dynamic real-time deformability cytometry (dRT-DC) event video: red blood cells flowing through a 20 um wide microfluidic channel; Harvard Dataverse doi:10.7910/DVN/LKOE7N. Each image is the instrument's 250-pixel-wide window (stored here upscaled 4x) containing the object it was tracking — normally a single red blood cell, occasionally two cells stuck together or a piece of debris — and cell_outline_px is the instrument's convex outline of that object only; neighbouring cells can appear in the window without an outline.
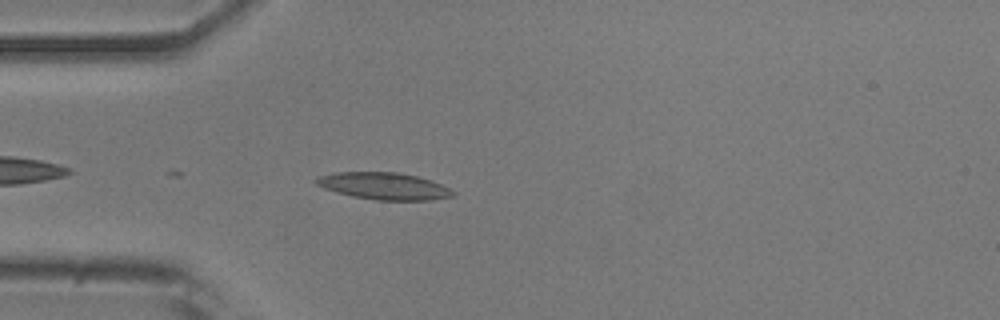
{"species": "common noctule bat (a hibernating species)", "species_latin": "Nyctalus noctula", "temperature_condition": "room temperature", "stored_images_in_passage": 11, "camera_frame_rate_fps": 3000, "um_per_image_px": 0.085, "animal": {"sex": "male", "body_mass_g": 20.5, "forearm_length_mm": 52.5}, "frame": {"image": 1, "passage_image": 4, "time_ms": 1.0, "image_size_px": [1000, 320], "cell_outline_px": [[456, 192], [452, 196], [428, 200], [376, 200], [352, 196], [324, 188], [316, 184], [312, 180], [320, 176], [332, 172], [400, 172], [432, 180]], "centroid_in_image_um": [32.61, 15.8], "position_along_channel_um": 52.4, "area_um2": 21.44}}
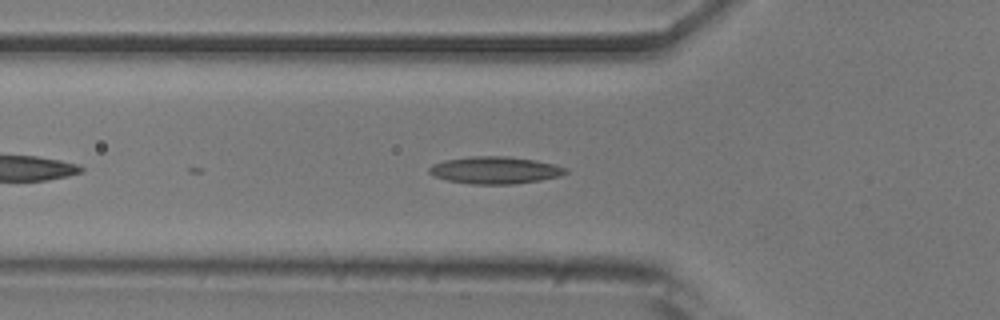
{"frame": {"image": 2, "passage_image": 7, "time_ms": 2.0, "image_size_px": [1000, 320], "cell_outline_px": [[568, 172], [560, 176], [540, 180], [512, 184], [472, 184], [448, 180], [432, 176], [428, 172], [428, 168], [432, 164], [444, 160], [468, 156], [508, 156], [536, 160], [568, 168]], "centroid_in_image_um": [42.05, 14.46], "position_along_channel_um": 83.8, "area_um2": 21.73}}